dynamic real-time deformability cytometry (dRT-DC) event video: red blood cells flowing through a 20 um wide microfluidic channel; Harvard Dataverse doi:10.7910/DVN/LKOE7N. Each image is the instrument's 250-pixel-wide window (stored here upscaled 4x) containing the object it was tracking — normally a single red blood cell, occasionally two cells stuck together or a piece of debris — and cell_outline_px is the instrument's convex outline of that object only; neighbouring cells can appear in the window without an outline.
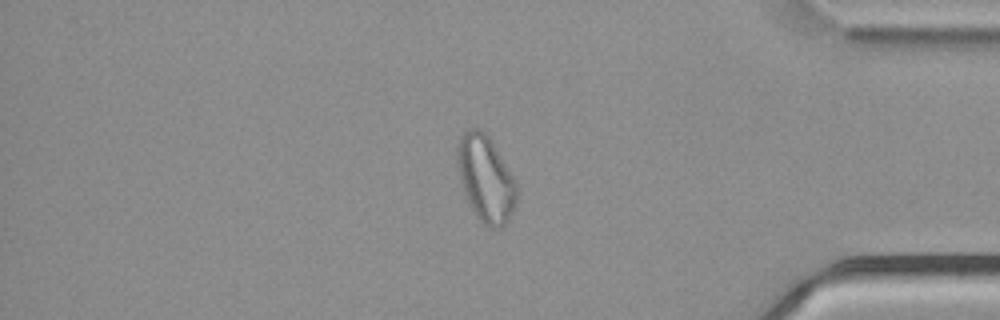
{"species": "common noctule bat (a hibernating species)", "species_latin": "Nyctalus noctula", "temperature_condition": "cold", "stored_images_in_passage": 55, "camera_frame_rate_fps": 3000, "um_per_image_px": 0.085, "animal": {"sex": "male", "body_mass_g": 21.5, "forearm_length_mm": 52.0}, "frame": {"image": 1, "passage_image": 47, "time_ms": 15.333, "image_size_px": [1000, 320], "cell_outline_px": [[516, 204], [508, 220], [500, 228], [492, 228], [484, 224], [476, 216], [464, 192], [460, 180], [456, 164], [456, 144], [460, 136], [464, 132], [472, 128], [480, 128], [492, 140], [516, 180]], "centroid_in_image_um": [41.27, 15.15], "position_along_channel_um": 393.9, "area_um2": 30.0}}